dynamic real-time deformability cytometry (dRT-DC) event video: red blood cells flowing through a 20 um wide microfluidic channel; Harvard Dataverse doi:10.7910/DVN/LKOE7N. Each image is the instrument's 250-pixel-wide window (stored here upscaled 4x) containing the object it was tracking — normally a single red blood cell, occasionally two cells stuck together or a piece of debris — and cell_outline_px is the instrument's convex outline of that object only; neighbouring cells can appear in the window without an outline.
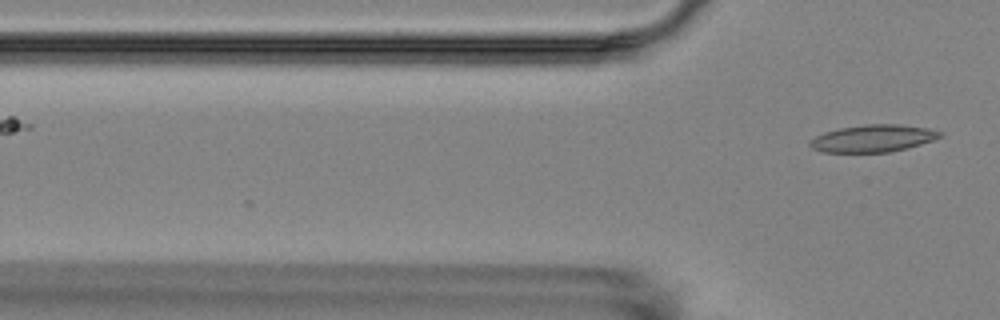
{"species": "Egyptian fruit bat (a non-hibernating species)", "species_latin": "Rousettus aegyptiacus", "temperature_condition": "room temperature", "stored_images_in_passage": 5, "camera_frame_rate_fps": 3000, "um_per_image_px": 0.085, "animal": {"sex": "female"}, "frame": {"image": 1, "passage_image": 5, "time_ms": 4.667, "image_size_px": [1000, 320], "cell_outline_px": [[944, 132], [940, 136], [932, 140], [908, 148], [888, 152], [820, 152], [812, 148], [808, 144], [816, 136], [824, 132], [840, 128], [864, 124], [900, 124], [928, 128]], "centroid_in_image_um": [74.2, 11.76], "position_along_channel_um": 51.6, "area_um2": 20.58}}